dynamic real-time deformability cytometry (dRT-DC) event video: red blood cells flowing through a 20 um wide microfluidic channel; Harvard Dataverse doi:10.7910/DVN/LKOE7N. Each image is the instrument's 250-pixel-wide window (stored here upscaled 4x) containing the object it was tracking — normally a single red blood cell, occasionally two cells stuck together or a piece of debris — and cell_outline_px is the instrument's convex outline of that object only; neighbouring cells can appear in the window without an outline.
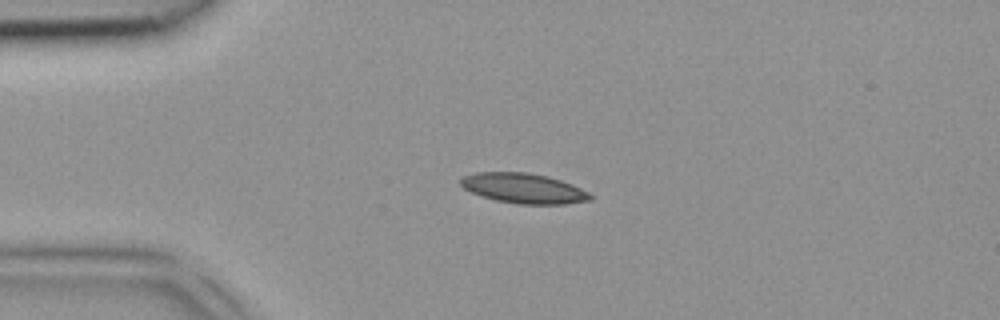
{"species": "common noctule bat (a hibernating species)", "species_latin": "Nyctalus noctula", "temperature_condition": "room temperature", "stored_images_in_passage": 6, "camera_frame_rate_fps": 3000, "um_per_image_px": 0.085, "animal": {"sex": "female", "body_mass_g": 18.4}, "frame": {"image": 1, "passage_image": 3, "time_ms": 0.667, "image_size_px": [1000, 320], "cell_outline_px": [[592, 200], [564, 204], [516, 204], [496, 200], [472, 192], [464, 188], [460, 184], [460, 180], [464, 176], [476, 172], [528, 172], [548, 176], [572, 184], [588, 192], [592, 196]], "centroid_in_image_um": [44.52, 16.0], "position_along_channel_um": 40.5, "area_um2": 22.6}}